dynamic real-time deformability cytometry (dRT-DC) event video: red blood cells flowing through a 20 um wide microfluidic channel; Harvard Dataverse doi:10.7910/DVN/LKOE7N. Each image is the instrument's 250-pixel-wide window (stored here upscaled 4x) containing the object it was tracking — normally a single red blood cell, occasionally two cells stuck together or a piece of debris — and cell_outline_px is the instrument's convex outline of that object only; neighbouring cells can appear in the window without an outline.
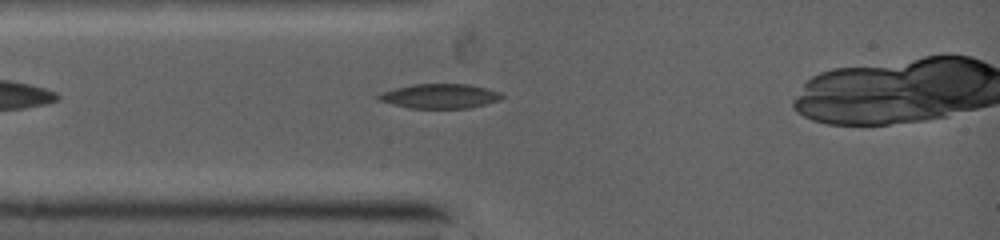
{"species": "common noctule bat (a hibernating species)", "species_latin": "Nyctalus noctula", "temperature_condition": "warm", "stored_images_in_passage": 1, "camera_frame_rate_fps": 5000, "um_per_image_px": 0.085, "animal": {"sex": "female", "body_mass_g": 19.0, "forearm_length_mm": 53.3}, "frame": {"image": 1, "passage_image": 1, "time_ms": 0.0, "image_size_px": [1000, 240], "cell_outline_px": [[504, 96], [500, 100], [468, 108], [408, 108], [392, 104], [380, 100], [376, 96], [384, 92], [396, 88], [416, 84], [468, 84], [500, 92]], "centroid_in_image_um": [37.41, 8.17], "position_along_channel_um": 47.6, "area_um2": 17.34}}